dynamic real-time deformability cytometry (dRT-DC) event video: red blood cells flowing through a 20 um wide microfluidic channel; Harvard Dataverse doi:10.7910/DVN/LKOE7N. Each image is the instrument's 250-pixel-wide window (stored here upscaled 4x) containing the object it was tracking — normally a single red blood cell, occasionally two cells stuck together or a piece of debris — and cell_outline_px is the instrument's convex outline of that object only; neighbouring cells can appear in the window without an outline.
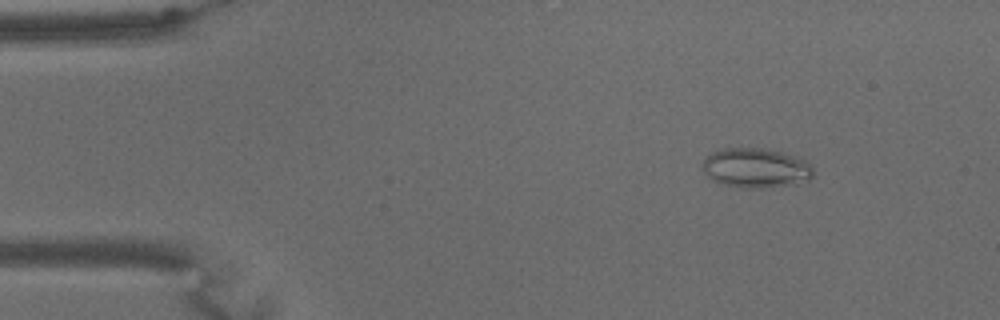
{"species": "common noctule bat (a hibernating species)", "species_latin": "Nyctalus noctula", "temperature_condition": "warm", "stored_images_in_passage": 67, "camera_frame_rate_fps": 3000, "um_per_image_px": 0.085, "animal": {"sex": "male", "body_mass_g": 15.6}, "frame": {"image": 1, "passage_image": 9, "time_ms": 2.667, "image_size_px": [1000, 320], "cell_outline_px": [[812, 176], [808, 180], [796, 184], [764, 188], [748, 188], [724, 184], [712, 180], [700, 168], [700, 164], [712, 152], [724, 148], [764, 148], [784, 152], [808, 164], [812, 168]], "centroid_in_image_um": [64.19, 14.28], "position_along_channel_um": 20.8, "area_um2": 25.43}}
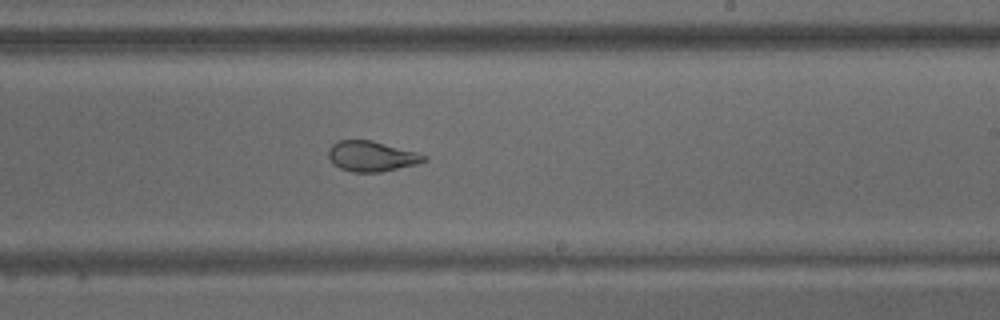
{"frame": {"image": 2, "passage_image": 40, "time_ms": 13.0, "image_size_px": [1000, 320], "cell_outline_px": [[428, 160], [416, 164], [380, 172], [352, 172], [340, 168], [332, 164], [328, 156], [328, 148], [332, 144], [340, 140], [372, 140], [416, 152], [428, 156]], "centroid_in_image_um": [31.56, 13.28], "position_along_channel_um": 257.4, "area_um2": 16.94}}
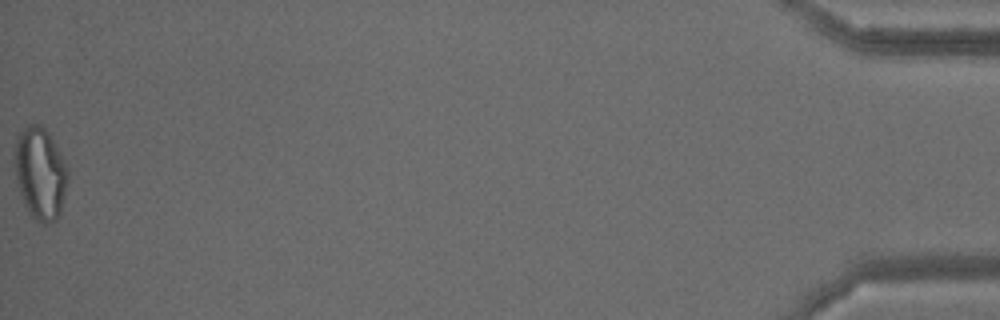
{"frame": {"image": 3, "passage_image": 67, "time_ms": 22.0, "image_size_px": [1000, 320], "cell_outline_px": [[68, 180], [60, 212], [56, 220], [48, 224], [40, 224], [28, 212], [24, 204], [16, 180], [12, 156], [16, 140], [20, 132], [28, 124], [40, 124], [48, 132], [60, 152], [68, 172]], "centroid_in_image_um": [3.39, 14.73], "position_along_channel_um": 431.8, "area_um2": 28.78}, "authors_computed_cell_mechanics": {"area_um2": 21.7906, "velocity_mm_per_s": 3.0624, "shape_relaxation_time_tau1_ms": null, "shape_relaxation_time_tau2_ms": 1.7191, "deformation_change_tau1": null, "deformation_change_tau2": 0.0852}}